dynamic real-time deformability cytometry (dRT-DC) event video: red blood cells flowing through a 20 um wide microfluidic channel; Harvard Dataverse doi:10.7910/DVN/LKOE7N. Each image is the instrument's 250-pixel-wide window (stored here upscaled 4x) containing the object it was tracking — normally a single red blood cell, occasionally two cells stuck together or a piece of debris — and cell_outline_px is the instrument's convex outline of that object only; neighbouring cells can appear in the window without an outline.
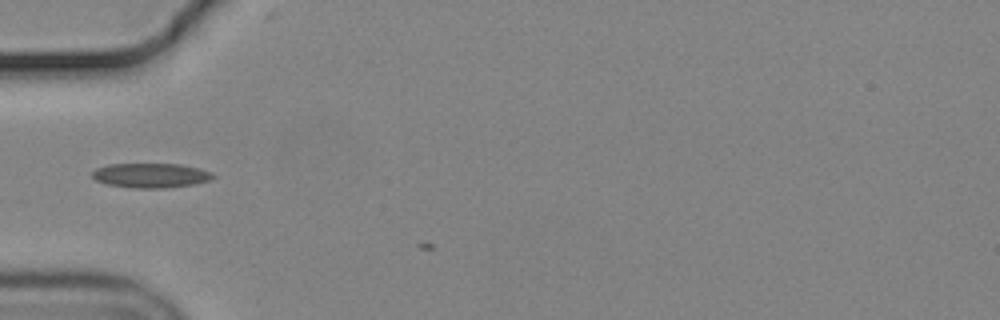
{"species": "common noctule bat (a hibernating species)", "species_latin": "Nyctalus noctula", "temperature_condition": "cold", "stored_images_in_passage": 5, "camera_frame_rate_fps": 3000, "um_per_image_px": 0.085, "animal": {"sex": "male", "body_mass_g": 19.2, "forearm_length_mm": 51.8}, "frame": {"image": 1, "passage_image": 2, "time_ms": 0.333, "image_size_px": [1000, 320], "cell_outline_px": [[216, 176], [208, 180], [196, 184], [164, 188], [132, 188], [108, 184], [96, 180], [92, 176], [92, 172], [96, 168], [108, 164], [180, 164], [200, 168], [212, 172]], "centroid_in_image_um": [12.84, 14.91], "position_along_channel_um": 72.2, "area_um2": 17.34}}